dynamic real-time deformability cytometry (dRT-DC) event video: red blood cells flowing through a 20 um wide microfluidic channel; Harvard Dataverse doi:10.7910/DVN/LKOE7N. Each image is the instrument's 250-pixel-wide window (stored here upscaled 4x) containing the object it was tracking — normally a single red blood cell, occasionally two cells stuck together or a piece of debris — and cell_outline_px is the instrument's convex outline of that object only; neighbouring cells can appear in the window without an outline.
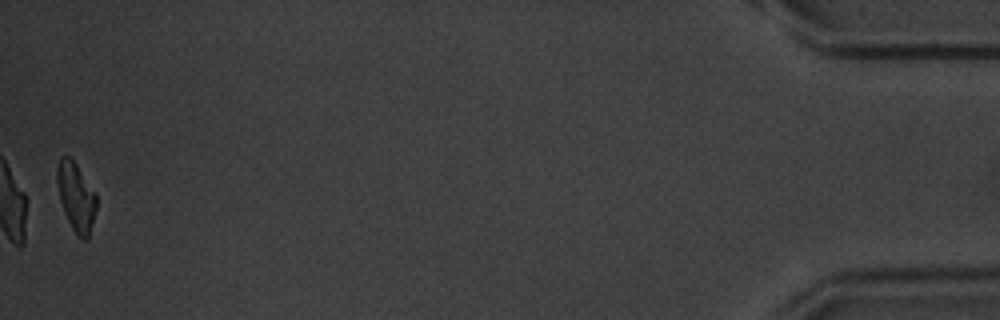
{"species": "common noctule bat (a hibernating species)", "species_latin": "Nyctalus noctula", "temperature_condition": "warm", "stored_images_in_passage": 55, "segment_of_instrument_passage": [2, 2], "camera_frame_rate_fps": 3000, "um_per_image_px": 0.085, "animal": {"sex": "male", "body_mass_g": 20.1, "forearm_length_mm": 53.5}, "frame": {"image": 1, "passage_image": 55, "time_ms": 18.0, "image_size_px": [1000, 320], "cell_outline_px": [[96, 208], [88, 240], [84, 240], [72, 228], [64, 212], [60, 200], [56, 180], [56, 168], [60, 156], [68, 156], [76, 164], [96, 192]], "centroid_in_image_um": [6.46, 16.7], "position_along_channel_um": 428.7, "area_um2": 15.66}}